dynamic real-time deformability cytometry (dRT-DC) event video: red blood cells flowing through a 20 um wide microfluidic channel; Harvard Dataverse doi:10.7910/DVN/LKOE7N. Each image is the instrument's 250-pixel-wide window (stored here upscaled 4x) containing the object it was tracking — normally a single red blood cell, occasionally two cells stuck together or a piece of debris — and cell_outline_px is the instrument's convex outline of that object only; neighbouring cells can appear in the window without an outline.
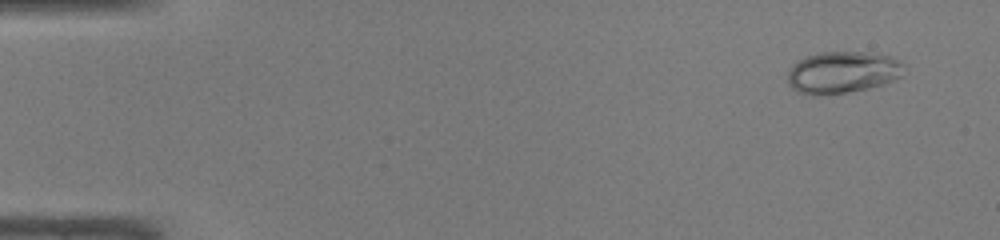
{"species": "common noctule bat (a hibernating species)", "species_latin": "Nyctalus noctula", "temperature_condition": "warm", "stored_images_in_passage": 47, "camera_frame_rate_fps": 3000, "um_per_image_px": 0.085, "animal": {"sex": "male", "body_mass_g": 19.0, "forearm_length_mm": 50.8}, "frame": {"image": 1, "passage_image": 3, "time_ms": 0.667, "image_size_px": [1000, 240], "cell_outline_px": [[904, 64], [900, 76], [884, 84], [868, 88], [848, 92], [820, 96], [812, 96], [796, 92], [788, 84], [788, 72], [792, 64], [796, 60], [808, 56], [824, 52], [860, 52], [888, 56], [900, 60]], "centroid_in_image_um": [71.55, 6.17], "position_along_channel_um": 13.4, "area_um2": 28.44}}
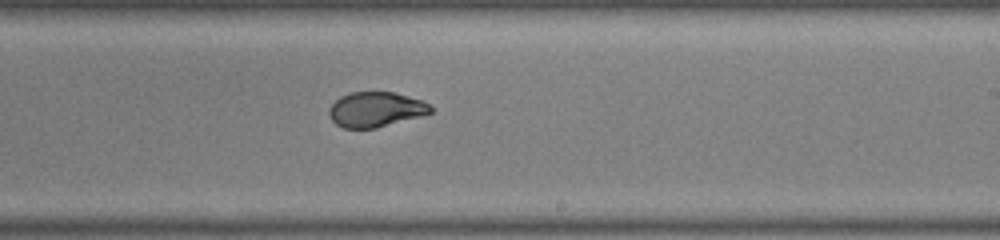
{"frame": {"image": 2, "passage_image": 29, "time_ms": 9.333, "image_size_px": [1000, 240], "cell_outline_px": [[432, 112], [420, 116], [376, 128], [344, 128], [336, 124], [332, 120], [328, 112], [328, 108], [340, 96], [348, 92], [396, 92], [420, 100], [428, 104], [432, 108]], "centroid_in_image_um": [31.9, 9.29], "position_along_channel_um": 257.1, "area_um2": 20.63}}
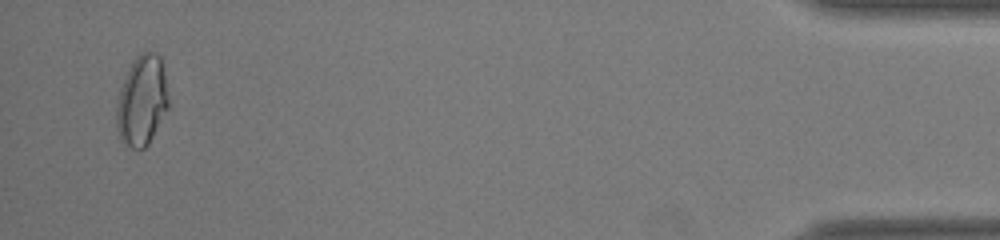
{"frame": {"image": 3, "passage_image": 46, "time_ms": 15.0, "image_size_px": [1000, 240], "cell_outline_px": [[168, 108], [148, 144], [144, 148], [128, 148], [120, 140], [116, 124], [116, 108], [120, 88], [132, 60], [144, 48], [156, 52], [160, 56], [164, 76], [168, 100]], "centroid_in_image_um": [12.04, 8.52], "position_along_channel_um": 423.2, "area_um2": 27.4}, "authors_computed_cell_mechanics": {"area_um2": 23.12, "velocity_mm_per_s": 4.2703, "shape_relaxation_time_tau1_ms": 8.8481, "shape_relaxation_time_tau2_ms": null, "deformation_change_tau1": 0.2794, "deformation_change_tau2": null}}